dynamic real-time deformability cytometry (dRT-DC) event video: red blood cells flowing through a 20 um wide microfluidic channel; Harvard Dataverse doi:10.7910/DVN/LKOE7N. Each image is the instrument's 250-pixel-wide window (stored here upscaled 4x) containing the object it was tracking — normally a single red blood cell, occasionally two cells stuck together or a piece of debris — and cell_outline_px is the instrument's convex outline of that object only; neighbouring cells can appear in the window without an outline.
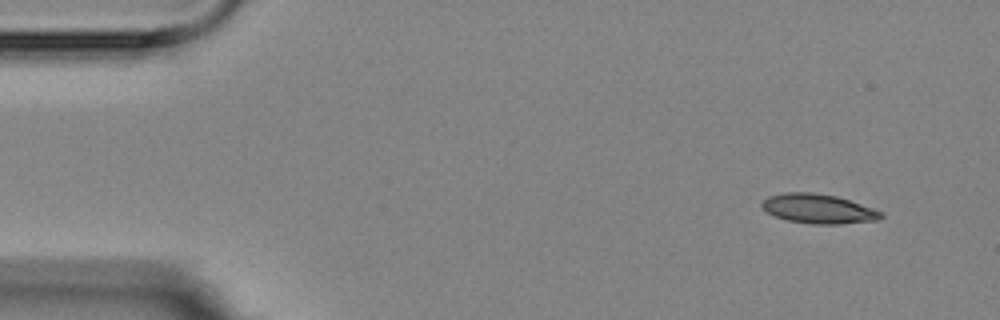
{"species": "Egyptian fruit bat (a non-hibernating species)", "species_latin": "Rousettus aegyptiacus", "temperature_condition": "room temperature", "stored_images_in_passage": 4, "camera_frame_rate_fps": 3000, "um_per_image_px": 0.085, "animal": {"sex": "female"}, "frame": {"image": 1, "passage_image": 1, "time_ms": 0.0, "image_size_px": [1000, 320], "cell_outline_px": [[884, 216], [880, 220], [840, 224], [812, 224], [788, 220], [776, 216], [768, 212], [760, 204], [768, 196], [784, 192], [812, 192], [836, 196], [884, 212]], "centroid_in_image_um": [69.59, 17.75], "position_along_channel_um": 15.4, "area_um2": 20.35}}
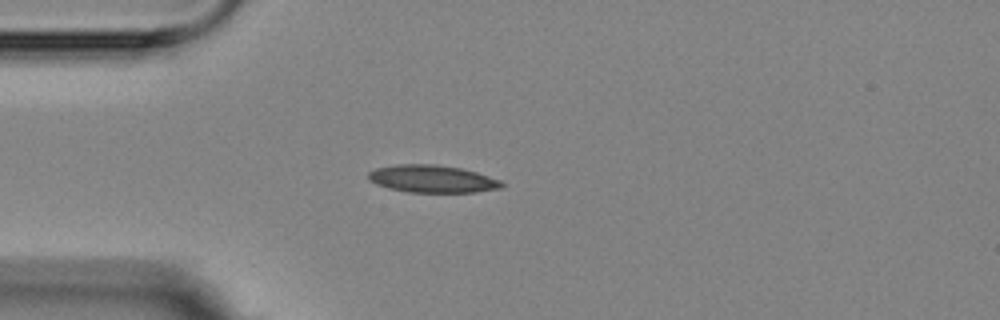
{"frame": {"image": 2, "passage_image": 4, "time_ms": 3.333, "image_size_px": [1000, 320], "cell_outline_px": [[504, 188], [476, 192], [408, 192], [388, 188], [376, 184], [368, 180], [368, 172], [376, 168], [396, 164], [436, 164], [460, 168], [476, 172], [500, 180], [504, 184]], "centroid_in_image_um": [36.73, 15.2], "position_along_channel_um": 48.3, "area_um2": 21.44}}